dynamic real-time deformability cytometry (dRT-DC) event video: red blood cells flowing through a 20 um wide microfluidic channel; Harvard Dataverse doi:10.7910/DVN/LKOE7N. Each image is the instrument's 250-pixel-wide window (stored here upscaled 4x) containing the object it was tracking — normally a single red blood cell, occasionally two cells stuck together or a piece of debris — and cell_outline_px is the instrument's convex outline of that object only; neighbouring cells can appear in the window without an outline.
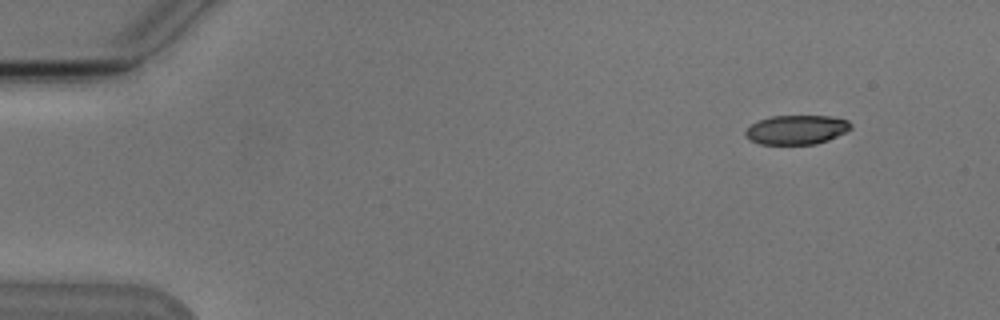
{"species": "Egyptian fruit bat (a non-hibernating species)", "species_latin": "Rousettus aegyptiacus", "temperature_condition": "cold", "stored_images_in_passage": 5, "segment_of_instrument_passage": [2, 2], "camera_frame_rate_fps": 3000, "um_per_image_px": 0.085, "animal": {"sex": "male"}, "frame": {"image": 1, "passage_image": 5, "time_ms": 5.667, "image_size_px": [1000, 320], "cell_outline_px": [[852, 128], [828, 140], [816, 144], [760, 144], [748, 140], [744, 132], [752, 124], [760, 120], [772, 116], [832, 116], [848, 120], [852, 124]], "centroid_in_image_um": [67.71, 11.03], "position_along_channel_um": 17.3, "area_um2": 17.92}}